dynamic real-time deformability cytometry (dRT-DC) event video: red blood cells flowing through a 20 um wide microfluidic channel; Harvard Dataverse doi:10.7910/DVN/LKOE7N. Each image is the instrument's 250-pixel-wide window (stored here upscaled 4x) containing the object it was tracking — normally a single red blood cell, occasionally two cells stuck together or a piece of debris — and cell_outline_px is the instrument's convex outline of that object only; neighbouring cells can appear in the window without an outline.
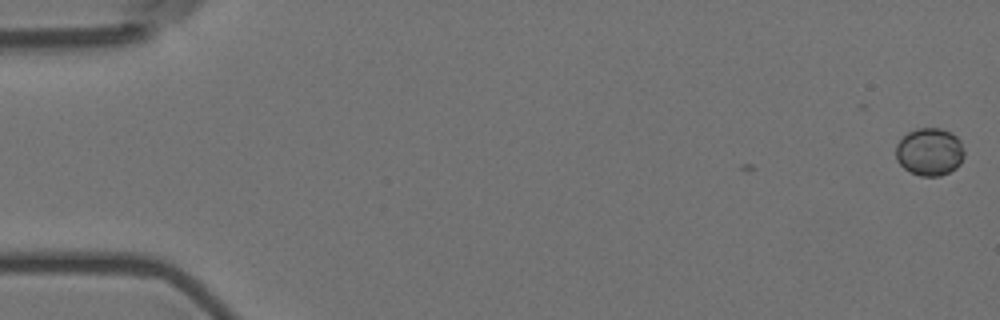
{"species": "Egyptian fruit bat (a non-hibernating species)", "species_latin": "Rousettus aegyptiacus", "temperature_condition": "room temperature", "stored_images_in_passage": 2, "camera_frame_rate_fps": 3000, "um_per_image_px": 0.085, "animal": {"sex": "female"}, "frame": {"image": 1, "passage_image": 2, "time_ms": 0.333, "image_size_px": [1000, 320], "cell_outline_px": [[964, 156], [960, 164], [956, 168], [940, 176], [920, 176], [904, 168], [896, 160], [896, 144], [908, 132], [920, 128], [940, 128], [956, 136], [960, 140], [964, 148]], "centroid_in_image_um": [79.02, 12.91], "position_along_channel_um": 6.0, "area_um2": 18.96}}